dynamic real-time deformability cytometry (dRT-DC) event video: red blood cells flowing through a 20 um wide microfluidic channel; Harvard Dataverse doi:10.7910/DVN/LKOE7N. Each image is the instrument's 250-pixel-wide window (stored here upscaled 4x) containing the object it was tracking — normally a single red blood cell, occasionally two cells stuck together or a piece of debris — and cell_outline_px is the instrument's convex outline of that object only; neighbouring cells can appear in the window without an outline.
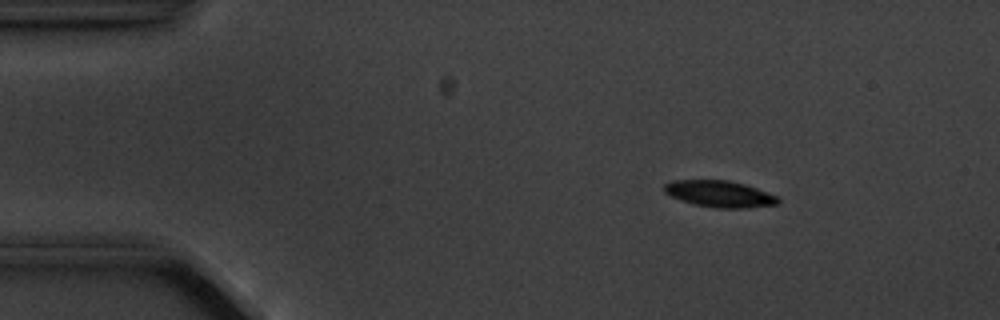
{"species": "common noctule bat (a hibernating species)", "species_latin": "Nyctalus noctula", "temperature_condition": "cold", "stored_images_in_passage": 5, "camera_frame_rate_fps": 3000, "um_per_image_px": 0.085, "animal": {"sex": "male", "body_mass_g": 20.1, "forearm_length_mm": 53.5}, "frame": {"image": 1, "passage_image": 3, "time_ms": 2.0, "image_size_px": [1000, 320], "cell_outline_px": [[780, 204], [748, 208], [716, 208], [692, 204], [680, 200], [664, 192], [664, 184], [672, 180], [728, 180], [744, 184], [756, 188], [776, 196], [780, 200]], "centroid_in_image_um": [61.16, 16.49], "position_along_channel_um": 23.8, "area_um2": 17.63}}